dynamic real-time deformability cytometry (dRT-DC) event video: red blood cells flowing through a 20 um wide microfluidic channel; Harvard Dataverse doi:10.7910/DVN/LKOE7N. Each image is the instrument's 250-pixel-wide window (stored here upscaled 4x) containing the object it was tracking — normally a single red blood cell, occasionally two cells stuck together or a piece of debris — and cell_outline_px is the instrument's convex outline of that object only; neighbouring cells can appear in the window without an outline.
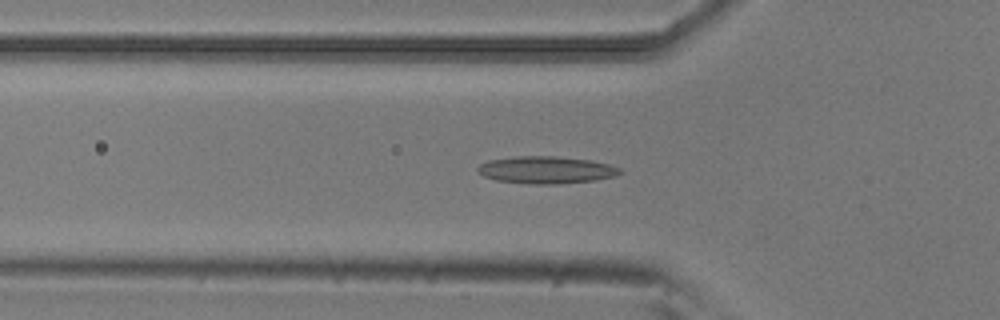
{"species": "common noctule bat (a hibernating species)", "species_latin": "Nyctalus noctula", "temperature_condition": "room temperature", "stored_images_in_passage": 53, "camera_frame_rate_fps": 3000, "um_per_image_px": 0.085, "animal": {"sex": "male", "body_mass_g": 20.5, "forearm_length_mm": 52.5}, "frame": {"image": 1, "passage_image": 17, "time_ms": 5.333, "image_size_px": [1000, 320], "cell_outline_px": [[624, 172], [616, 176], [592, 180], [556, 184], [532, 184], [496, 180], [484, 176], [476, 168], [480, 164], [488, 160], [516, 156], [556, 156], [592, 160], [608, 164], [620, 168]], "centroid_in_image_um": [46.44, 14.43], "position_along_channel_um": 79.4, "area_um2": 22.54}}
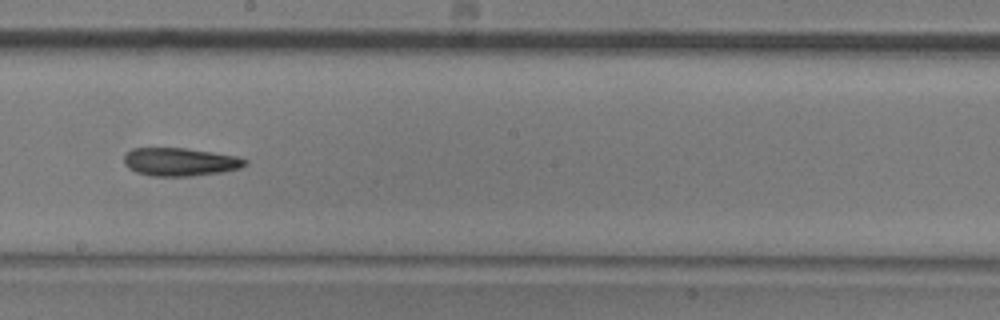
{"frame": {"image": 2, "passage_image": 29, "time_ms": 9.333, "image_size_px": [1000, 320], "cell_outline_px": [[248, 164], [240, 168], [224, 172], [192, 176], [152, 176], [136, 172], [128, 168], [124, 164], [124, 156], [132, 148], [184, 148], [212, 152], [236, 156], [248, 160]], "centroid_in_image_um": [15.32, 13.77], "position_along_channel_um": 232.9, "area_um2": 19.94}}
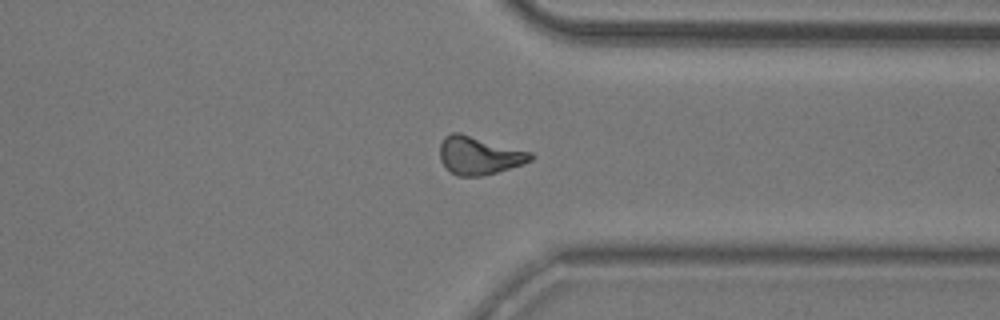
{"frame": {"image": 3, "passage_image": 40, "time_ms": 13.0, "image_size_px": [1000, 320], "cell_outline_px": [[536, 156], [532, 160], [496, 172], [480, 176], [456, 176], [440, 160], [440, 144], [444, 136], [452, 132], [460, 132], [532, 152]], "centroid_in_image_um": [40.72, 13.19], "position_along_channel_um": 370.7, "area_um2": 20.06}, "authors_computed_cell_mechanics": {"area_um2": 19.9988, "velocity_mm_per_s": 3.8153, "shape_relaxation_time_tau1_ms": 7.9015, "shape_relaxation_time_tau2_ms": 6.5149, "deformation_change_tau1": 0.1673, "deformation_change_tau2": 0.1646}}